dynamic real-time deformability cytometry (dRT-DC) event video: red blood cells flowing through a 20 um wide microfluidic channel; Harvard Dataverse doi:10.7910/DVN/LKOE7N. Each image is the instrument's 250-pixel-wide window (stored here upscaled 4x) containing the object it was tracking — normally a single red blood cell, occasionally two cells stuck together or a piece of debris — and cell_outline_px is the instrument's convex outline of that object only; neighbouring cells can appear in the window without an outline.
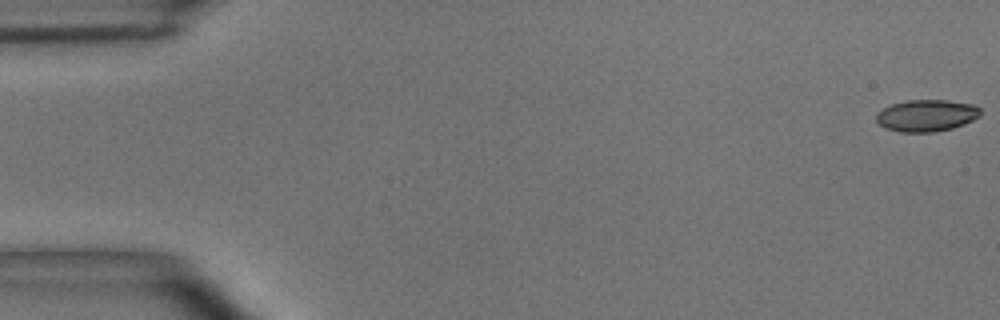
{"species": "common noctule bat (a hibernating species)", "species_latin": "Nyctalus noctula", "temperature_condition": "room temperature", "stored_images_in_passage": 16, "camera_frame_rate_fps": 3000, "um_per_image_px": 0.085, "animal": {"sex": "male", "body_mass_g": 15.6}, "frame": {"image": 1, "passage_image": 1, "time_ms": 0.0, "image_size_px": [1000, 320], "cell_outline_px": [[980, 116], [964, 124], [952, 128], [932, 132], [900, 132], [884, 128], [876, 120], [876, 116], [884, 108], [892, 104], [908, 100], [948, 100], [976, 104], [980, 108]], "centroid_in_image_um": [78.79, 9.81], "position_along_channel_um": 6.2, "area_um2": 19.31}}
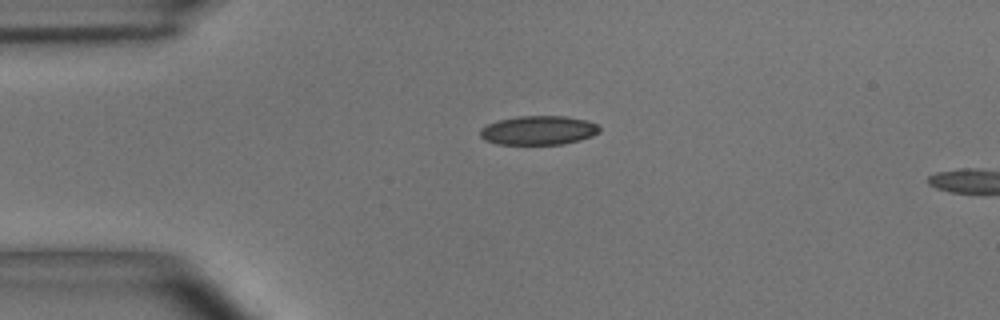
{"frame": {"image": 2, "passage_image": 13, "time_ms": 4.0, "image_size_px": [1000, 320], "cell_outline_px": [[600, 132], [592, 136], [580, 140], [564, 144], [496, 144], [484, 140], [480, 136], [480, 128], [488, 124], [500, 120], [520, 116], [564, 116], [584, 120], [596, 124], [600, 128]], "centroid_in_image_um": [45.76, 11.09], "position_along_channel_um": 39.2, "area_um2": 20.11}}